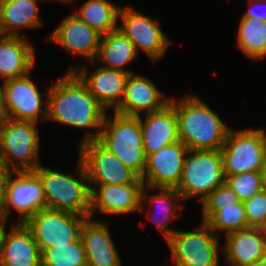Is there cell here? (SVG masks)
<instances>
[{"instance_id":"6da1fadb","label":"cell","mask_w":266,"mask_h":266,"mask_svg":"<svg viewBox=\"0 0 266 266\" xmlns=\"http://www.w3.org/2000/svg\"><path fill=\"white\" fill-rule=\"evenodd\" d=\"M47 120L88 130L81 143L99 140L106 109L73 71L47 88Z\"/></svg>"},{"instance_id":"7a4b0ae2","label":"cell","mask_w":266,"mask_h":266,"mask_svg":"<svg viewBox=\"0 0 266 266\" xmlns=\"http://www.w3.org/2000/svg\"><path fill=\"white\" fill-rule=\"evenodd\" d=\"M179 140L188 150H221L229 128L197 96L175 98Z\"/></svg>"},{"instance_id":"3957f363","label":"cell","mask_w":266,"mask_h":266,"mask_svg":"<svg viewBox=\"0 0 266 266\" xmlns=\"http://www.w3.org/2000/svg\"><path fill=\"white\" fill-rule=\"evenodd\" d=\"M76 174L79 178L39 165L34 172L39 176L47 208L89 216L91 189L85 168L78 158ZM81 178V179H80Z\"/></svg>"},{"instance_id":"277c9868","label":"cell","mask_w":266,"mask_h":266,"mask_svg":"<svg viewBox=\"0 0 266 266\" xmlns=\"http://www.w3.org/2000/svg\"><path fill=\"white\" fill-rule=\"evenodd\" d=\"M98 141L142 178L146 155L142 144L140 116L114 112L113 119H110L106 113Z\"/></svg>"},{"instance_id":"5b68a950","label":"cell","mask_w":266,"mask_h":266,"mask_svg":"<svg viewBox=\"0 0 266 266\" xmlns=\"http://www.w3.org/2000/svg\"><path fill=\"white\" fill-rule=\"evenodd\" d=\"M36 123L5 118L0 123V162L11 171H34L38 164ZM16 160V163H14Z\"/></svg>"},{"instance_id":"8992f818","label":"cell","mask_w":266,"mask_h":266,"mask_svg":"<svg viewBox=\"0 0 266 266\" xmlns=\"http://www.w3.org/2000/svg\"><path fill=\"white\" fill-rule=\"evenodd\" d=\"M225 183L221 150H188L178 186L183 199L198 197L201 202ZM199 195V196H198Z\"/></svg>"},{"instance_id":"52a82bcc","label":"cell","mask_w":266,"mask_h":266,"mask_svg":"<svg viewBox=\"0 0 266 266\" xmlns=\"http://www.w3.org/2000/svg\"><path fill=\"white\" fill-rule=\"evenodd\" d=\"M224 175L260 172L266 162V139L264 130L230 129L221 148Z\"/></svg>"},{"instance_id":"ba28073f","label":"cell","mask_w":266,"mask_h":266,"mask_svg":"<svg viewBox=\"0 0 266 266\" xmlns=\"http://www.w3.org/2000/svg\"><path fill=\"white\" fill-rule=\"evenodd\" d=\"M167 244L173 266H219V237L204 222L197 231L177 230Z\"/></svg>"},{"instance_id":"9c48e42d","label":"cell","mask_w":266,"mask_h":266,"mask_svg":"<svg viewBox=\"0 0 266 266\" xmlns=\"http://www.w3.org/2000/svg\"><path fill=\"white\" fill-rule=\"evenodd\" d=\"M79 159L85 168L90 188L92 184H143L141 178L98 140L80 143Z\"/></svg>"},{"instance_id":"30bf717a","label":"cell","mask_w":266,"mask_h":266,"mask_svg":"<svg viewBox=\"0 0 266 266\" xmlns=\"http://www.w3.org/2000/svg\"><path fill=\"white\" fill-rule=\"evenodd\" d=\"M87 218L89 216L45 208L24 224L31 230L40 251H43L55 245H67L77 241Z\"/></svg>"},{"instance_id":"8fae6325","label":"cell","mask_w":266,"mask_h":266,"mask_svg":"<svg viewBox=\"0 0 266 266\" xmlns=\"http://www.w3.org/2000/svg\"><path fill=\"white\" fill-rule=\"evenodd\" d=\"M11 207L18 212L22 224L38 211L47 208L42 182L34 171L8 172L2 213L7 219Z\"/></svg>"},{"instance_id":"7c38bea8","label":"cell","mask_w":266,"mask_h":266,"mask_svg":"<svg viewBox=\"0 0 266 266\" xmlns=\"http://www.w3.org/2000/svg\"><path fill=\"white\" fill-rule=\"evenodd\" d=\"M119 19L122 24L118 28L134 43L137 53L141 48L153 62L162 58L172 44L158 21L138 13L132 7H121Z\"/></svg>"},{"instance_id":"4fadbf2b","label":"cell","mask_w":266,"mask_h":266,"mask_svg":"<svg viewBox=\"0 0 266 266\" xmlns=\"http://www.w3.org/2000/svg\"><path fill=\"white\" fill-rule=\"evenodd\" d=\"M3 97L7 118L35 123L39 118L47 119V93L43 106L42 95L29 74L4 81Z\"/></svg>"},{"instance_id":"5bb4252c","label":"cell","mask_w":266,"mask_h":266,"mask_svg":"<svg viewBox=\"0 0 266 266\" xmlns=\"http://www.w3.org/2000/svg\"><path fill=\"white\" fill-rule=\"evenodd\" d=\"M187 151L188 148L177 141L148 155L141 178L143 184L154 188H176L181 179Z\"/></svg>"},{"instance_id":"9a60e30c","label":"cell","mask_w":266,"mask_h":266,"mask_svg":"<svg viewBox=\"0 0 266 266\" xmlns=\"http://www.w3.org/2000/svg\"><path fill=\"white\" fill-rule=\"evenodd\" d=\"M67 71H73L79 79L86 85L89 92L107 110L116 108L124 95V90L129 72L98 66L93 72H87V68L71 67Z\"/></svg>"},{"instance_id":"2e32d148","label":"cell","mask_w":266,"mask_h":266,"mask_svg":"<svg viewBox=\"0 0 266 266\" xmlns=\"http://www.w3.org/2000/svg\"><path fill=\"white\" fill-rule=\"evenodd\" d=\"M171 98L156 87L152 80L142 75L130 73L121 103L114 109L115 113L139 117L163 109Z\"/></svg>"},{"instance_id":"e0dca14e","label":"cell","mask_w":266,"mask_h":266,"mask_svg":"<svg viewBox=\"0 0 266 266\" xmlns=\"http://www.w3.org/2000/svg\"><path fill=\"white\" fill-rule=\"evenodd\" d=\"M65 18L49 35L48 39L55 44H59L66 51L88 59L93 65L98 54L102 35L74 14H70Z\"/></svg>"},{"instance_id":"ac0fdd59","label":"cell","mask_w":266,"mask_h":266,"mask_svg":"<svg viewBox=\"0 0 266 266\" xmlns=\"http://www.w3.org/2000/svg\"><path fill=\"white\" fill-rule=\"evenodd\" d=\"M99 189H96V186ZM91 186V208L89 218L96 210L103 214H126L140 211L142 188L144 184L110 185L95 184Z\"/></svg>"},{"instance_id":"d6986e66","label":"cell","mask_w":266,"mask_h":266,"mask_svg":"<svg viewBox=\"0 0 266 266\" xmlns=\"http://www.w3.org/2000/svg\"><path fill=\"white\" fill-rule=\"evenodd\" d=\"M140 116L142 144L146 157L179 140L175 98L163 109Z\"/></svg>"},{"instance_id":"ffe728a7","label":"cell","mask_w":266,"mask_h":266,"mask_svg":"<svg viewBox=\"0 0 266 266\" xmlns=\"http://www.w3.org/2000/svg\"><path fill=\"white\" fill-rule=\"evenodd\" d=\"M221 248L231 266H253L266 256V229L248 227L226 235Z\"/></svg>"},{"instance_id":"44dd1931","label":"cell","mask_w":266,"mask_h":266,"mask_svg":"<svg viewBox=\"0 0 266 266\" xmlns=\"http://www.w3.org/2000/svg\"><path fill=\"white\" fill-rule=\"evenodd\" d=\"M93 220L87 218L80 232L87 266H121V260L111 238L108 224Z\"/></svg>"},{"instance_id":"7402d4cb","label":"cell","mask_w":266,"mask_h":266,"mask_svg":"<svg viewBox=\"0 0 266 266\" xmlns=\"http://www.w3.org/2000/svg\"><path fill=\"white\" fill-rule=\"evenodd\" d=\"M10 226L0 251V266H41V251L31 230L22 223Z\"/></svg>"},{"instance_id":"603a6c76","label":"cell","mask_w":266,"mask_h":266,"mask_svg":"<svg viewBox=\"0 0 266 266\" xmlns=\"http://www.w3.org/2000/svg\"><path fill=\"white\" fill-rule=\"evenodd\" d=\"M35 50L22 36L0 35V78L3 81L30 73L35 64Z\"/></svg>"},{"instance_id":"cb8c5ba5","label":"cell","mask_w":266,"mask_h":266,"mask_svg":"<svg viewBox=\"0 0 266 266\" xmlns=\"http://www.w3.org/2000/svg\"><path fill=\"white\" fill-rule=\"evenodd\" d=\"M41 1L44 0H0V35L19 37L21 36L19 28L34 29L41 26L43 23L39 19L37 5ZM54 1L74 2V0Z\"/></svg>"},{"instance_id":"d4e9b609","label":"cell","mask_w":266,"mask_h":266,"mask_svg":"<svg viewBox=\"0 0 266 266\" xmlns=\"http://www.w3.org/2000/svg\"><path fill=\"white\" fill-rule=\"evenodd\" d=\"M146 189L156 191L158 190L159 193H157V195L153 194L151 196H147V194L145 193ZM145 199L149 200L150 208L151 206L152 208H155L154 214L152 213L153 215L151 213H147L148 219H151V221L154 222L155 225H157L160 233H162L164 239L167 242L177 231V229L175 228L171 229L170 227H168V223L171 222L173 218L177 216L180 217V214L178 215L176 213V209L180 210V208H183L181 207L182 205H180V203H182L180 200H184L181 193L175 188H154L143 185L140 211L144 209L142 205ZM156 208L158 212H156ZM157 217H159L160 219H157Z\"/></svg>"},{"instance_id":"484cf974","label":"cell","mask_w":266,"mask_h":266,"mask_svg":"<svg viewBox=\"0 0 266 266\" xmlns=\"http://www.w3.org/2000/svg\"><path fill=\"white\" fill-rule=\"evenodd\" d=\"M137 54L134 43L118 28L101 36L96 59L104 67L133 73L125 65L138 57Z\"/></svg>"},{"instance_id":"4316f807","label":"cell","mask_w":266,"mask_h":266,"mask_svg":"<svg viewBox=\"0 0 266 266\" xmlns=\"http://www.w3.org/2000/svg\"><path fill=\"white\" fill-rule=\"evenodd\" d=\"M120 8L108 0H88L73 14L101 35H105L118 29Z\"/></svg>"},{"instance_id":"83f0119b","label":"cell","mask_w":266,"mask_h":266,"mask_svg":"<svg viewBox=\"0 0 266 266\" xmlns=\"http://www.w3.org/2000/svg\"><path fill=\"white\" fill-rule=\"evenodd\" d=\"M237 44L249 58L259 60L266 56V21L241 18Z\"/></svg>"},{"instance_id":"f1b7e54d","label":"cell","mask_w":266,"mask_h":266,"mask_svg":"<svg viewBox=\"0 0 266 266\" xmlns=\"http://www.w3.org/2000/svg\"><path fill=\"white\" fill-rule=\"evenodd\" d=\"M204 223L217 237L222 231L228 235L249 227L243 202L219 207V211H215Z\"/></svg>"},{"instance_id":"f546056e","label":"cell","mask_w":266,"mask_h":266,"mask_svg":"<svg viewBox=\"0 0 266 266\" xmlns=\"http://www.w3.org/2000/svg\"><path fill=\"white\" fill-rule=\"evenodd\" d=\"M41 266H87L81 238L67 245H55L41 251Z\"/></svg>"},{"instance_id":"4dcf8cb0","label":"cell","mask_w":266,"mask_h":266,"mask_svg":"<svg viewBox=\"0 0 266 266\" xmlns=\"http://www.w3.org/2000/svg\"><path fill=\"white\" fill-rule=\"evenodd\" d=\"M240 202L241 200L237 194L226 183L218 186L201 201L203 222L215 211H219V207L234 206V204Z\"/></svg>"},{"instance_id":"1f68e13d","label":"cell","mask_w":266,"mask_h":266,"mask_svg":"<svg viewBox=\"0 0 266 266\" xmlns=\"http://www.w3.org/2000/svg\"><path fill=\"white\" fill-rule=\"evenodd\" d=\"M225 183L237 194L241 202L249 200L254 193L260 192V172L225 175Z\"/></svg>"},{"instance_id":"d6a6232c","label":"cell","mask_w":266,"mask_h":266,"mask_svg":"<svg viewBox=\"0 0 266 266\" xmlns=\"http://www.w3.org/2000/svg\"><path fill=\"white\" fill-rule=\"evenodd\" d=\"M249 227L266 229V193H254L243 202Z\"/></svg>"},{"instance_id":"836d02e7","label":"cell","mask_w":266,"mask_h":266,"mask_svg":"<svg viewBox=\"0 0 266 266\" xmlns=\"http://www.w3.org/2000/svg\"><path fill=\"white\" fill-rule=\"evenodd\" d=\"M264 1V2H263ZM248 10L244 13V15L242 16V18H253V19H257L259 21H266V12L265 10L262 12L258 11V8H255L256 6L258 7V5H260V7H262L261 3H264L263 5H265L264 7H266V0H248ZM258 9V10H256Z\"/></svg>"},{"instance_id":"e575fe53","label":"cell","mask_w":266,"mask_h":266,"mask_svg":"<svg viewBox=\"0 0 266 266\" xmlns=\"http://www.w3.org/2000/svg\"><path fill=\"white\" fill-rule=\"evenodd\" d=\"M8 172L6 167L0 162V215H2L4 208L5 185Z\"/></svg>"},{"instance_id":"d590c367","label":"cell","mask_w":266,"mask_h":266,"mask_svg":"<svg viewBox=\"0 0 266 266\" xmlns=\"http://www.w3.org/2000/svg\"><path fill=\"white\" fill-rule=\"evenodd\" d=\"M7 220L8 219L6 217H4L3 215H0V251L5 243V238L7 235L6 226H5V224L7 223L6 222Z\"/></svg>"},{"instance_id":"8d00e7d4","label":"cell","mask_w":266,"mask_h":266,"mask_svg":"<svg viewBox=\"0 0 266 266\" xmlns=\"http://www.w3.org/2000/svg\"><path fill=\"white\" fill-rule=\"evenodd\" d=\"M6 118L4 108L3 86L0 84V123Z\"/></svg>"},{"instance_id":"74e56055","label":"cell","mask_w":266,"mask_h":266,"mask_svg":"<svg viewBox=\"0 0 266 266\" xmlns=\"http://www.w3.org/2000/svg\"><path fill=\"white\" fill-rule=\"evenodd\" d=\"M260 176H261V188L262 191L266 193V162L264 167L260 171Z\"/></svg>"},{"instance_id":"f35d334b","label":"cell","mask_w":266,"mask_h":266,"mask_svg":"<svg viewBox=\"0 0 266 266\" xmlns=\"http://www.w3.org/2000/svg\"><path fill=\"white\" fill-rule=\"evenodd\" d=\"M253 266H266V256L260 259L257 263H255Z\"/></svg>"},{"instance_id":"ab89813d","label":"cell","mask_w":266,"mask_h":266,"mask_svg":"<svg viewBox=\"0 0 266 266\" xmlns=\"http://www.w3.org/2000/svg\"><path fill=\"white\" fill-rule=\"evenodd\" d=\"M264 130V135H265V139H266V133H265V128H262Z\"/></svg>"}]
</instances>
